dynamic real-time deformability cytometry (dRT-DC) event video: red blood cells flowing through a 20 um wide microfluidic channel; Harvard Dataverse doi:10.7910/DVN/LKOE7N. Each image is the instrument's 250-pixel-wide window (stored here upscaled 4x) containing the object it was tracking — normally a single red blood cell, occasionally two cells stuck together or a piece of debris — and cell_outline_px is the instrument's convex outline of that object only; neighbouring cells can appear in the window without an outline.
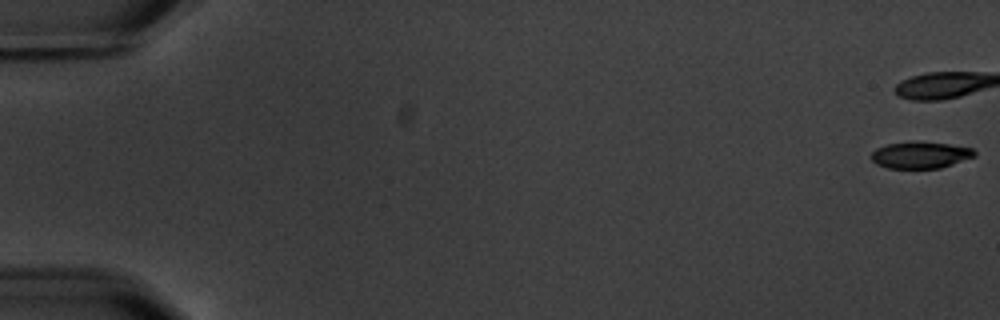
{"species": "common noctule bat (a hibernating species)", "species_latin": "Nyctalus noctula", "temperature_condition": "warm", "stored_images_in_passage": 5, "camera_frame_rate_fps": 3000, "um_per_image_px": 0.085, "animal": {"sex": "male", "body_mass_g": 20.1, "forearm_length_mm": 53.5}, "frame": {"image": 1, "passage_image": 1, "time_ms": 0.0, "image_size_px": [1000, 320], "cell_outline_px": [[976, 156], [940, 168], [888, 168], [876, 164], [872, 160], [872, 152], [876, 148], [888, 144], [912, 140], [948, 144], [972, 148], [976, 152]], "centroid_in_image_um": [78.23, 13.16], "position_along_channel_um": 6.8, "area_um2": 16.13}}